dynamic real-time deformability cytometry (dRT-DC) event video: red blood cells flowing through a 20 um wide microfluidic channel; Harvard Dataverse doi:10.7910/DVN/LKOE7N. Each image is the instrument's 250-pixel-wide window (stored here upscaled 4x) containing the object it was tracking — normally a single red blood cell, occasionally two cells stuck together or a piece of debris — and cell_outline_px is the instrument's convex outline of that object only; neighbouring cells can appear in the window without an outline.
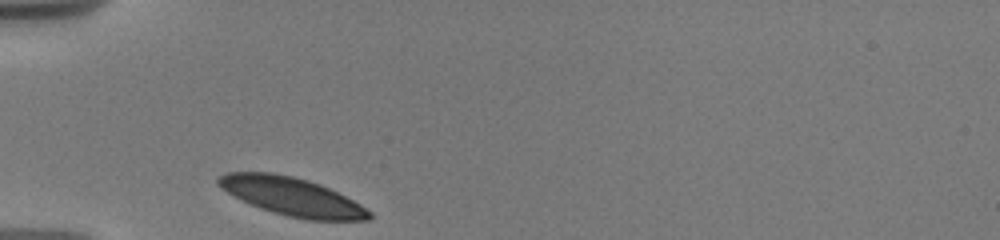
{"species": "human", "species_latin": "Homo sapiens", "temperature_condition": "warm", "stored_images_in_passage": 18, "camera_frame_rate_fps": 3000, "um_per_image_px": 0.085, "donor": {"sex": "male"}, "frame": {"image": 1, "passage_image": 1, "time_ms": 0.0, "image_size_px": [1000, 240], "cell_outline_px": [[372, 216], [368, 220], [304, 220], [272, 212], [260, 208], [220, 188], [216, 184], [216, 180], [220, 176], [228, 172], [272, 172], [292, 176], [308, 180], [320, 184], [360, 204], [372, 212]], "centroid_in_image_um": [24.82, 16.71], "position_along_channel_um": 60.2, "area_um2": 33.29}}
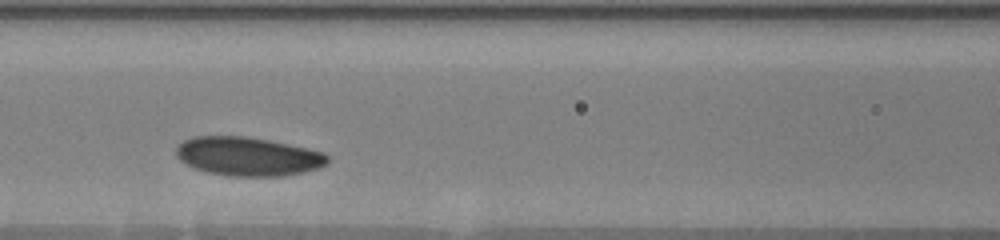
{"frame": {"image": 2, "passage_image": 13, "time_ms": 2.667, "image_size_px": [1000, 240], "cell_outline_px": [[328, 164], [320, 168], [304, 172], [280, 176], [228, 176], [208, 172], [184, 164], [176, 156], [176, 148], [184, 140], [192, 136], [244, 136], [268, 140], [308, 148], [324, 152], [328, 156]], "centroid_in_image_um": [21.08, 13.29], "position_along_channel_um": 145.5, "area_um2": 34.33}}
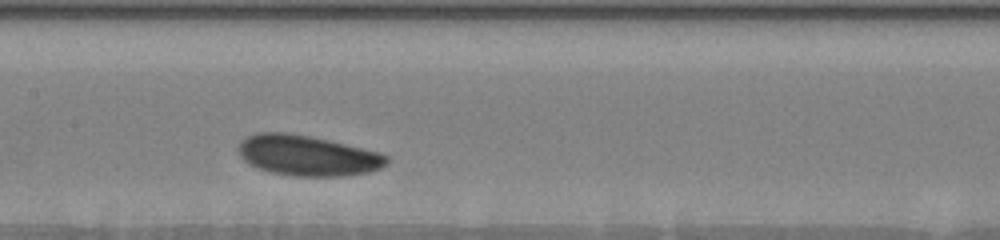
{"frame": {"image": 3, "passage_image": 17, "time_ms": 3.667, "image_size_px": [1000, 240], "cell_outline_px": [[388, 164], [380, 168], [368, 172], [344, 176], [292, 176], [268, 172], [256, 168], [248, 164], [240, 156], [240, 144], [248, 136], [256, 132], [288, 132], [328, 140], [380, 152], [388, 156]], "centroid_in_image_um": [26.14, 13.23], "position_along_channel_um": 181.3, "area_um2": 34.97}}